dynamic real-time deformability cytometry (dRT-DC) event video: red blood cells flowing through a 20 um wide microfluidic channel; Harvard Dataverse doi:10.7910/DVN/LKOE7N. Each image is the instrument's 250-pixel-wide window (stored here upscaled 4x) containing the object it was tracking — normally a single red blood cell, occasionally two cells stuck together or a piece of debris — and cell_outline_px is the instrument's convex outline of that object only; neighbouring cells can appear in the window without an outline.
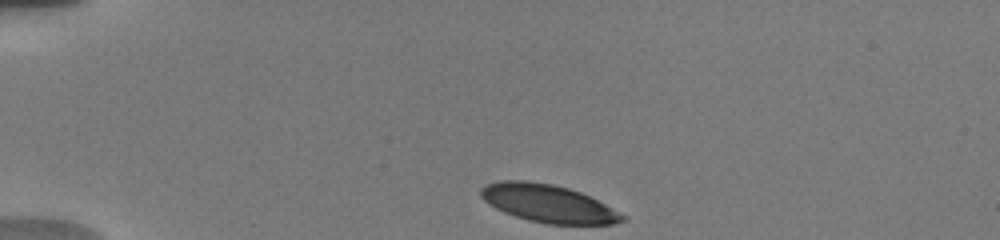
{"species": "human", "species_latin": "Homo sapiens", "temperature_condition": "warm", "stored_images_in_passage": 43, "camera_frame_rate_fps": 3000, "um_per_image_px": 0.085, "donor": {"sex": "male"}, "frame": {"image": 1, "passage_image": 1, "time_ms": 0.0, "image_size_px": [1000, 240], "cell_outline_px": [[628, 220], [616, 224], [544, 224], [528, 220], [504, 212], [488, 204], [480, 196], [480, 188], [488, 184], [500, 180], [524, 180], [552, 184], [568, 188], [580, 192], [628, 216]], "centroid_in_image_um": [46.6, 17.3], "position_along_channel_um": 38.4, "area_um2": 31.21}}
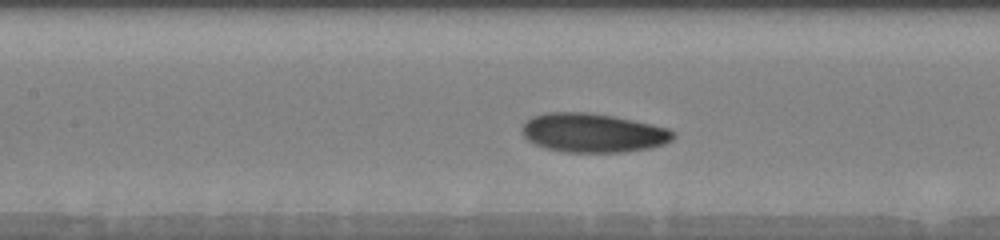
{"frame": {"image": 2, "passage_image": 15, "time_ms": 4.667, "image_size_px": [1000, 240], "cell_outline_px": [[676, 136], [672, 140], [664, 144], [652, 148], [620, 152], [564, 152], [548, 148], [536, 144], [528, 140], [524, 136], [524, 124], [532, 116], [544, 112], [588, 112], [612, 116], [652, 124], [668, 128], [676, 132]], "centroid_in_image_um": [50.46, 11.29], "position_along_channel_um": 156.9, "area_um2": 34.28}}
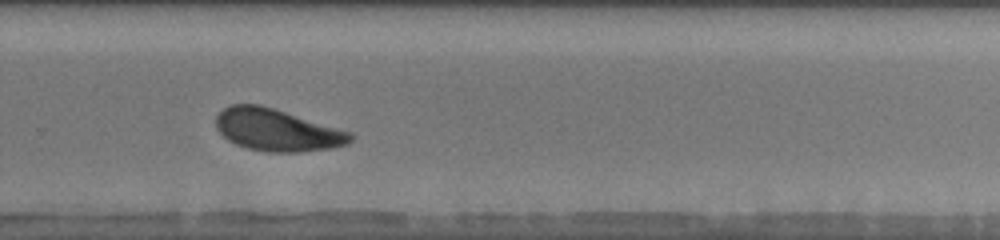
{"frame": {"image": 3, "passage_image": 27, "time_ms": 8.667, "image_size_px": [1000, 240], "cell_outline_px": [[352, 140], [348, 144], [332, 148], [300, 152], [264, 152], [248, 148], [236, 144], [228, 140], [216, 128], [216, 116], [224, 108], [232, 104], [260, 104], [352, 132]], "centroid_in_image_um": [23.55, 11.05], "position_along_channel_um": 306.3, "area_um2": 32.95}, "authors_computed_cell_mechanics": {"area_um2": 33.0616, "velocity_mm_per_s": 3.7445, "shape_relaxation_time_tau1_ms": 2.8684, "shape_relaxation_time_tau2_ms": 4.653, "deformation_change_tau1": 0.1463, "deformation_change_tau2": 0.1151}}